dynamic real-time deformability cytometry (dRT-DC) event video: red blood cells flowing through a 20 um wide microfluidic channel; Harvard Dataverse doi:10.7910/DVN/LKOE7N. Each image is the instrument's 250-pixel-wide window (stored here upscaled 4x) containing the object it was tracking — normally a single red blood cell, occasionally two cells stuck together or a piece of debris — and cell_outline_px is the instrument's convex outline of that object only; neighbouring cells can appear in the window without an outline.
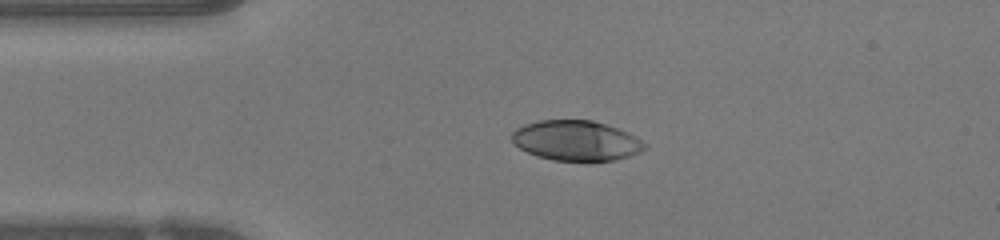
{"species": "human", "species_latin": "Homo sapiens", "temperature_condition": "warm", "stored_images_in_passage": 38, "camera_frame_rate_fps": 3000, "um_per_image_px": 0.085, "donor": {"sex": "female"}, "frame": {"image": 1, "passage_image": 1, "time_ms": 0.0, "image_size_px": [1000, 240], "cell_outline_px": [[648, 148], [640, 152], [628, 156], [612, 160], [552, 160], [536, 156], [512, 144], [512, 132], [516, 128], [524, 124], [540, 120], [592, 120], [628, 132], [636, 136], [648, 144]], "centroid_in_image_um": [48.97, 11.94], "position_along_channel_um": 36.0, "area_um2": 31.04}}
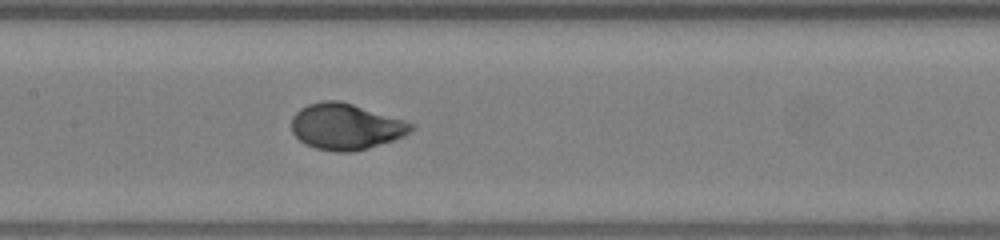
{"frame": {"image": 2, "passage_image": 13, "time_ms": 4.0, "image_size_px": [1000, 240], "cell_outline_px": [[416, 128], [412, 132], [404, 136], [368, 148], [352, 152], [336, 152], [316, 148], [304, 144], [292, 132], [292, 116], [300, 108], [308, 104], [320, 100], [340, 100], [404, 120], [416, 124]], "centroid_in_image_um": [29.4, 10.75], "position_along_channel_um": 178.0, "area_um2": 32.31}}
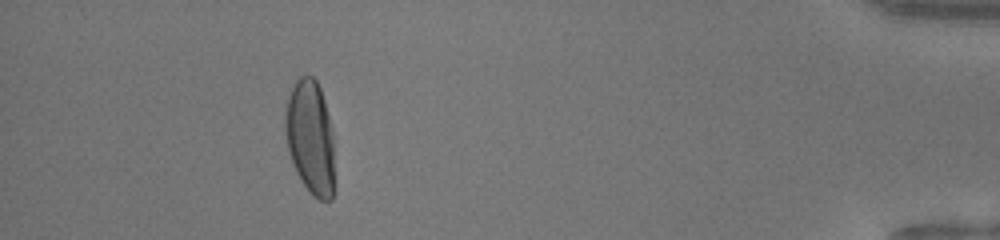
{"frame": {"image": 3, "passage_image": 34, "time_ms": 11.0, "image_size_px": [1000, 240], "cell_outline_px": [[332, 200], [320, 200], [312, 196], [300, 180], [292, 164], [288, 152], [284, 128], [284, 120], [288, 96], [296, 80], [300, 76], [312, 76], [316, 80], [320, 88], [324, 100], [332, 132]], "centroid_in_image_um": [26.33, 11.67], "position_along_channel_um": 408.9, "area_um2": 32.48}, "authors_computed_cell_mechanics": {"area_um2": 31.9056, "velocity_mm_per_s": 4.219, "shape_relaxation_time_tau1_ms": 3.1356, "shape_relaxation_time_tau2_ms": null, "deformation_change_tau1": 0.2115, "deformation_change_tau2": null}}